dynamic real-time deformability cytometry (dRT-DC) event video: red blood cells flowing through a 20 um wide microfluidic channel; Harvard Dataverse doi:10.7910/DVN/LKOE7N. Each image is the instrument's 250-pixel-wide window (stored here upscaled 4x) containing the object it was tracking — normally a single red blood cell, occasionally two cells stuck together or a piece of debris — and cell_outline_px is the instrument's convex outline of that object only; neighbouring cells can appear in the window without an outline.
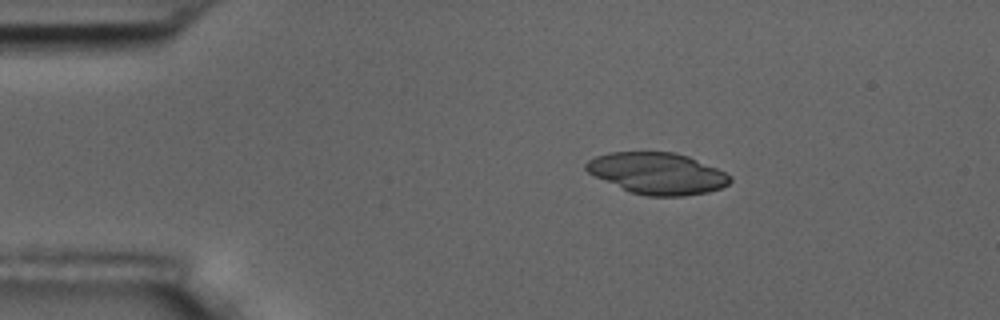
{"species": "common noctule bat (a hibernating species)", "species_latin": "Nyctalus noctula", "temperature_condition": "room temperature", "stored_images_in_passage": 5, "camera_frame_rate_fps": 3000, "um_per_image_px": 0.085, "animal": {"sex": "male", "body_mass_g": 17.5, "forearm_length_mm": 52.3}, "frame": {"image": 1, "passage_image": 2, "time_ms": 1.0, "image_size_px": [1000, 320], "cell_outline_px": [[732, 180], [728, 184], [720, 188], [708, 192], [684, 196], [648, 196], [632, 192], [596, 176], [588, 172], [584, 168], [584, 164], [588, 160], [596, 156], [608, 152], [676, 152], [688, 156], [716, 168], [732, 176]], "centroid_in_image_um": [55.89, 14.73], "position_along_channel_um": 29.1, "area_um2": 34.51}}